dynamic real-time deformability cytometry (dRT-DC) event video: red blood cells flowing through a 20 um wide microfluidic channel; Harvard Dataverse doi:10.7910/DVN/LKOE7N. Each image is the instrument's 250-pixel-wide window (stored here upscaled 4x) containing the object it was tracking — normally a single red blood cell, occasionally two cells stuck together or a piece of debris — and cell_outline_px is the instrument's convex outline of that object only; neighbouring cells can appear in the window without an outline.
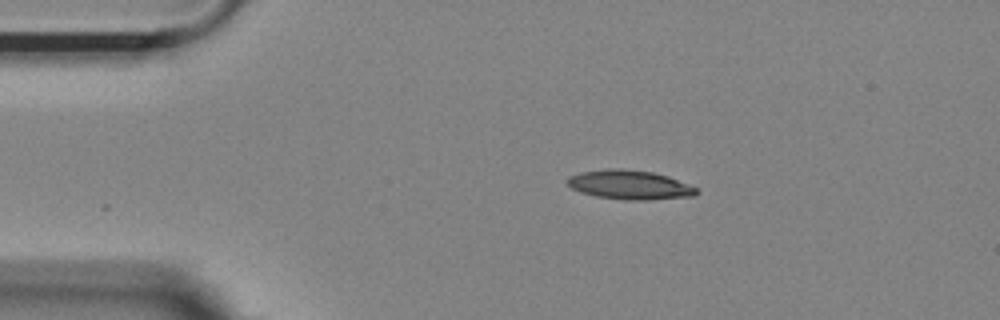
{"species": "Egyptian fruit bat (a non-hibernating species)", "species_latin": "Rousettus aegyptiacus", "temperature_condition": "room temperature", "stored_images_in_passage": 45, "camera_frame_rate_fps": 3000, "um_per_image_px": 0.085, "animal": {"sex": "female"}, "frame": {"image": 1, "passage_image": 1, "time_ms": 0.0, "image_size_px": [1000, 320], "cell_outline_px": [[700, 192], [696, 196], [648, 200], [624, 200], [596, 196], [580, 192], [572, 188], [564, 180], [568, 176], [580, 172], [608, 168], [620, 168], [652, 172], [668, 176], [688, 184], [696, 188]], "centroid_in_image_um": [53.51, 15.71], "position_along_channel_um": 31.5, "area_um2": 22.2}}
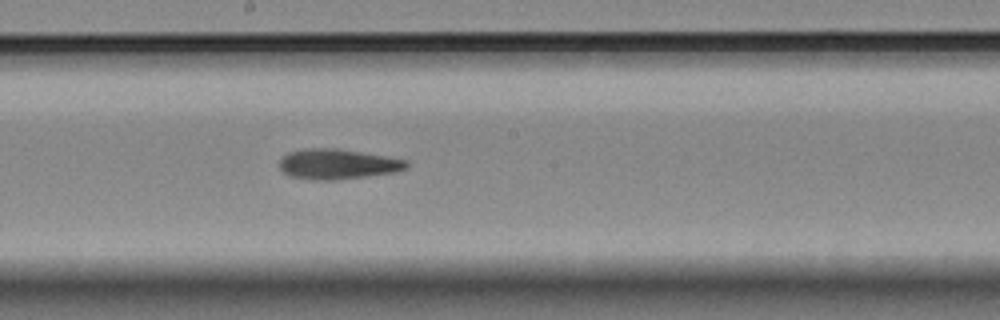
{"frame": {"image": 2, "passage_image": 20, "time_ms": 6.333, "image_size_px": [1000, 320], "cell_outline_px": [[408, 168], [396, 172], [368, 176], [336, 180], [312, 180], [292, 176], [280, 172], [280, 160], [288, 152], [304, 148], [336, 148], [388, 156], [408, 160]], "centroid_in_image_um": [28.71, 13.95], "position_along_channel_um": 219.5, "area_um2": 22.6}}
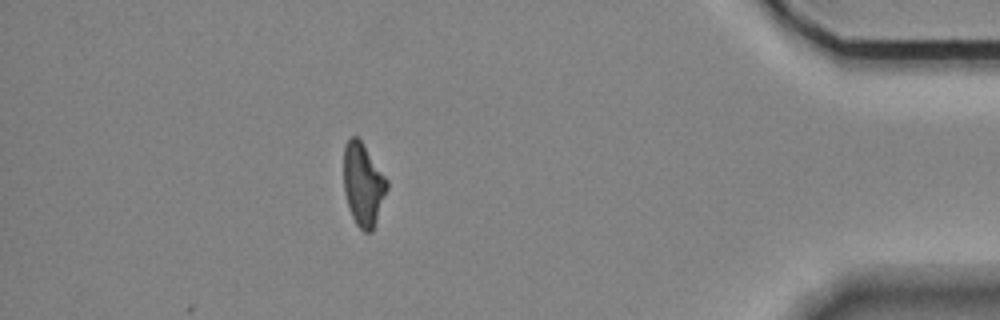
{"frame": {"image": 3, "passage_image": 39, "time_ms": 12.667, "image_size_px": [1000, 320], "cell_outline_px": [[388, 188], [372, 232], [364, 232], [356, 224], [352, 216], [344, 192], [344, 148], [348, 140], [352, 136], [356, 136], [360, 140], [388, 180]], "centroid_in_image_um": [30.87, 15.7], "position_along_channel_um": 404.3, "area_um2": 20.58}, "authors_computed_cell_mechanics": {"area_um2": 21.9062, "velocity_mm_per_s": 3.6364, "shape_relaxation_time_tau1_ms": 5.1504, "shape_relaxation_time_tau2_ms": 4.9534, "deformation_change_tau1": 0.1627, "deformation_change_tau2": 0.1512}}